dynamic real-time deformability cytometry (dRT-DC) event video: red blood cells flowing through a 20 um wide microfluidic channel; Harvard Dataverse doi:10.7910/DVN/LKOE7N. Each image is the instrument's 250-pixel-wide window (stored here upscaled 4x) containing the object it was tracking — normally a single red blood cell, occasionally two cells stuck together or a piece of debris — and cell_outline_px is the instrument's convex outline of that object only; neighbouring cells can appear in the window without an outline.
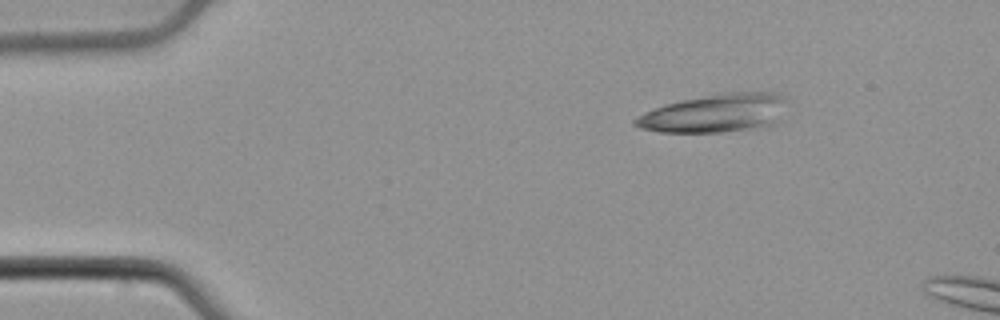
{"species": "common noctule bat (a hibernating species)", "species_latin": "Nyctalus noctula", "temperature_condition": "cold", "stored_images_in_passage": 6, "camera_frame_rate_fps": 3000, "um_per_image_px": 0.085, "animal": {"sex": "male", "body_mass_g": 21.5, "forearm_length_mm": 52.0}, "frame": {"image": 1, "passage_image": 1, "time_ms": 0.0, "image_size_px": [1000, 320], "cell_outline_px": [[788, 100], [780, 120], [776, 124], [768, 128], [720, 132], [660, 132], [640, 128], [632, 124], [632, 120], [636, 116], [644, 112], [668, 104], [684, 100], [720, 92], [776, 92], [784, 96]], "centroid_in_image_um": [60.87, 9.63], "position_along_channel_um": 24.1, "area_um2": 34.56}}